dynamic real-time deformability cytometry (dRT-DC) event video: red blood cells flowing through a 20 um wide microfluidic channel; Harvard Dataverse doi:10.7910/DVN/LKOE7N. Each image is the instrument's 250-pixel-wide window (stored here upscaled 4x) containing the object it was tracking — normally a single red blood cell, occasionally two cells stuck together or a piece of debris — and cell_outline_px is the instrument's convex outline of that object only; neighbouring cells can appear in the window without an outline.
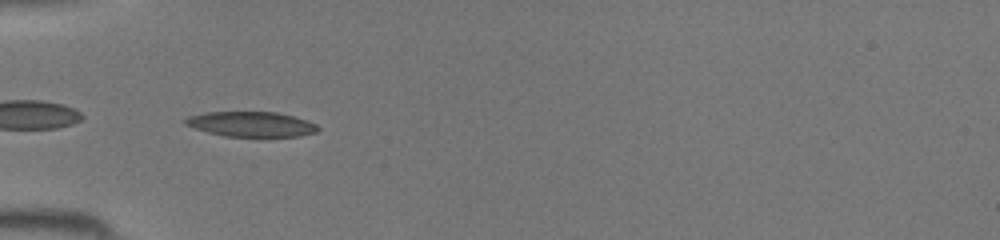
{"species": "common noctule bat (a hibernating species)", "species_latin": "Nyctalus noctula", "temperature_condition": "room temperature", "stored_images_in_passage": 46, "camera_frame_rate_fps": 3000, "um_per_image_px": 0.085, "animal": {"sex": "female", "body_mass_g": 19.5, "forearm_length_mm": 54.1}, "frame": {"image": 1, "passage_image": 16, "time_ms": 5.0, "image_size_px": [1000, 240], "cell_outline_px": [[320, 128], [316, 132], [300, 136], [224, 136], [208, 132], [184, 124], [180, 120], [188, 116], [204, 112], [276, 112], [308, 120], [316, 124]], "centroid_in_image_um": [21.32, 10.54], "position_along_channel_um": 63.7, "area_um2": 19.36}}
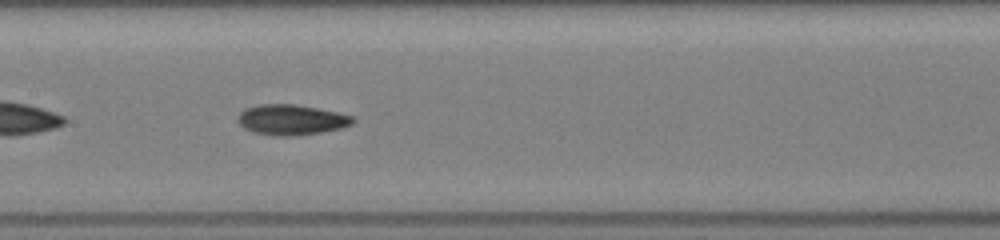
{"frame": {"image": 2, "passage_image": 24, "time_ms": 7.667, "image_size_px": [1000, 240], "cell_outline_px": [[356, 120], [352, 124], [340, 128], [320, 132], [292, 136], [272, 136], [252, 132], [244, 128], [236, 120], [236, 116], [244, 108], [256, 104], [296, 104], [356, 116]], "centroid_in_image_um": [24.72, 10.17], "position_along_channel_um": 182.7, "area_um2": 20.63}}
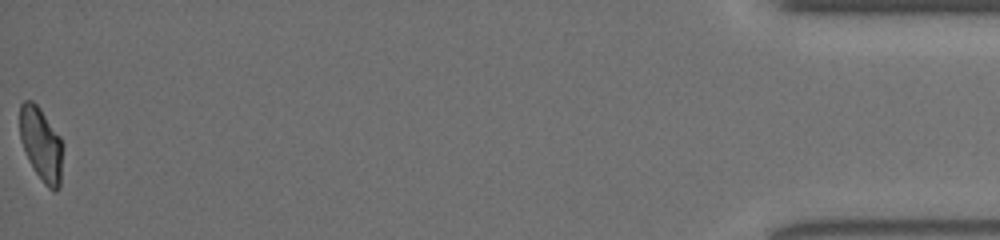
{"frame": {"image": 3, "passage_image": 46, "time_ms": 15.0, "image_size_px": [1000, 240], "cell_outline_px": [[64, 144], [60, 188], [56, 192], [52, 192], [44, 184], [28, 160], [20, 140], [20, 104], [24, 100], [32, 100], [40, 108], [60, 136]], "centroid_in_image_um": [3.53, 12.29], "position_along_channel_um": 431.7, "area_um2": 18.84}}